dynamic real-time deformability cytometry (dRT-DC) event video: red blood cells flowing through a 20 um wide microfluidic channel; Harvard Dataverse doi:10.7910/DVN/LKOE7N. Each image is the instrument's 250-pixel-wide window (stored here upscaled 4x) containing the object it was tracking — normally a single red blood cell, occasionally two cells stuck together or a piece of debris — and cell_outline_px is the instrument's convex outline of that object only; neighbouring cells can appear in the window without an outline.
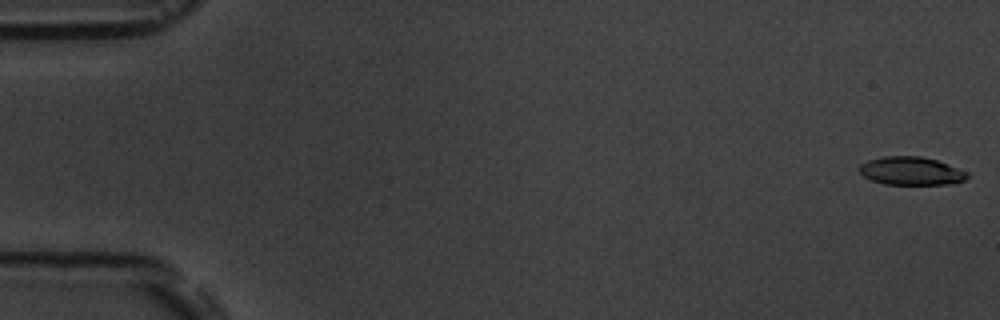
{"species": "common noctule bat (a hibernating species)", "species_latin": "Nyctalus noctula", "temperature_condition": "room temperature", "stored_images_in_passage": 9, "camera_frame_rate_fps": 3000, "um_per_image_px": 0.085, "animal": {"sex": "male", "body_mass_g": 19.5, "forearm_length_mm": 54.6}, "frame": {"image": 1, "passage_image": 1, "time_ms": 0.0, "image_size_px": [1000, 320], "cell_outline_px": [[972, 176], [964, 180], [952, 184], [884, 184], [872, 180], [864, 176], [860, 172], [860, 164], [868, 160], [884, 156], [920, 156], [936, 160], [968, 172]], "centroid_in_image_um": [77.47, 14.53], "position_along_channel_um": 7.5, "area_um2": 17.69}}
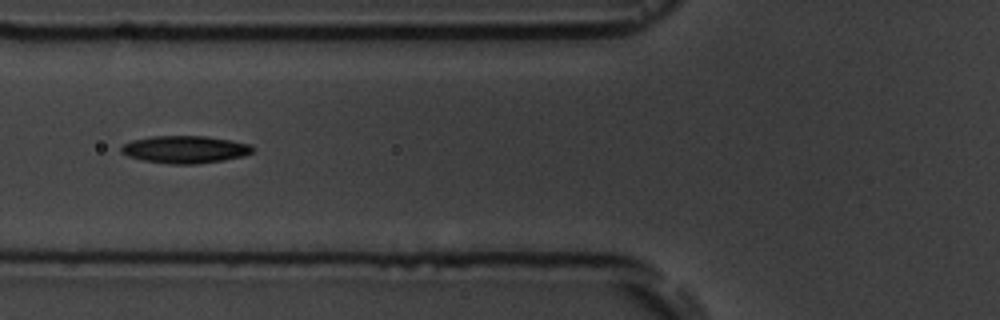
{"frame": {"image": 2, "passage_image": 7, "time_ms": 7.0, "image_size_px": [1000, 320], "cell_outline_px": [[256, 148], [252, 152], [244, 156], [224, 160], [196, 164], [172, 164], [144, 160], [128, 156], [120, 152], [120, 148], [124, 144], [132, 140], [152, 136], [208, 136], [232, 140], [252, 144]], "centroid_in_image_um": [15.78, 12.69], "position_along_channel_um": 110.0, "area_um2": 21.15}}
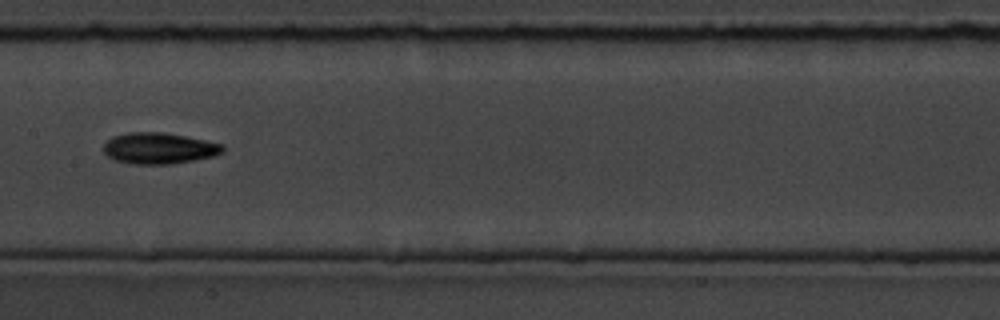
{"frame": {"image": 3, "passage_image": 9, "time_ms": 9.333, "image_size_px": [1000, 320], "cell_outline_px": [[224, 152], [212, 156], [196, 160], [172, 164], [132, 164], [116, 160], [108, 156], [104, 152], [104, 144], [112, 136], [128, 132], [164, 132], [224, 144]], "centroid_in_image_um": [13.52, 12.6], "position_along_channel_um": 193.9, "area_um2": 21.68}}